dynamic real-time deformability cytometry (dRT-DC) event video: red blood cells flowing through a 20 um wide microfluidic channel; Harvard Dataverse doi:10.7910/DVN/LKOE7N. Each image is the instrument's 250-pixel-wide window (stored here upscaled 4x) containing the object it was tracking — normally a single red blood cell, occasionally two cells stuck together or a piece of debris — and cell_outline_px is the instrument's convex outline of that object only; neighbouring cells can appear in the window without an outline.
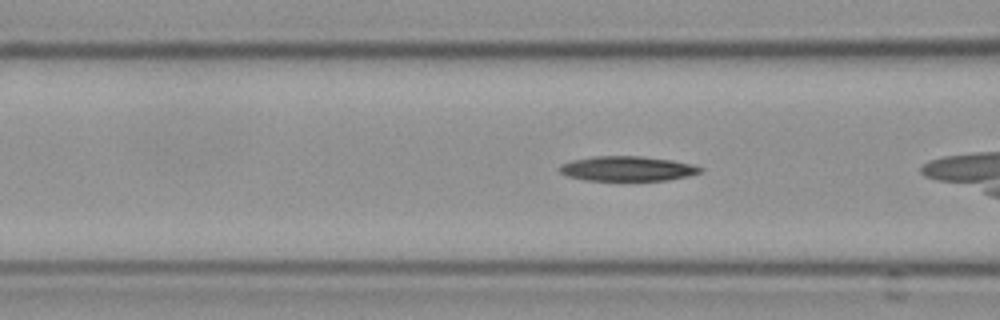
{"species": "Egyptian fruit bat (a non-hibernating species)", "species_latin": "Rousettus aegyptiacus", "temperature_condition": "cold", "stored_images_in_passage": 18, "camera_frame_rate_fps": 3000, "um_per_image_px": 0.085, "frame": {"image": 1, "passage_image": 13, "time_ms": 4.0, "image_size_px": [1000, 320], "cell_outline_px": [[704, 168], [700, 172], [688, 176], [664, 180], [588, 180], [568, 176], [560, 172], [560, 164], [572, 160], [592, 156], [640, 156], [672, 160], [692, 164]], "centroid_in_image_um": [53.32, 14.32], "position_along_channel_um": 113.3, "area_um2": 20.17}}